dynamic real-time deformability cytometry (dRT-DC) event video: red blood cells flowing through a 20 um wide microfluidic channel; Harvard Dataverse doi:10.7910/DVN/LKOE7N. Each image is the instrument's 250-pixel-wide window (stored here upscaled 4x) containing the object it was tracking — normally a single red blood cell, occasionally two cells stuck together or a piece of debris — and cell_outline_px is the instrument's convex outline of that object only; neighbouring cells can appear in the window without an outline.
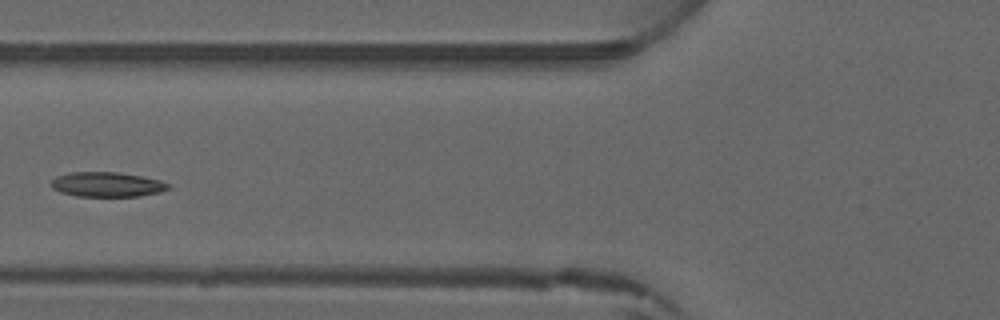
{"species": "common noctule bat (a hibernating species)", "species_latin": "Nyctalus noctula", "temperature_condition": "warm", "stored_images_in_passage": 4, "camera_frame_rate_fps": 3000, "um_per_image_px": 0.085, "animal": {"sex": "male", "forearm_length_mm": 52.5}, "frame": {"image": 1, "passage_image": 4, "time_ms": 3.667, "image_size_px": [1000, 320], "cell_outline_px": [[172, 188], [160, 192], [140, 196], [76, 196], [60, 192], [52, 188], [52, 180], [56, 176], [72, 172], [116, 172], [140, 176], [160, 180], [172, 184]], "centroid_in_image_um": [9.14, 15.68], "position_along_channel_um": 116.7, "area_um2": 16.94}}